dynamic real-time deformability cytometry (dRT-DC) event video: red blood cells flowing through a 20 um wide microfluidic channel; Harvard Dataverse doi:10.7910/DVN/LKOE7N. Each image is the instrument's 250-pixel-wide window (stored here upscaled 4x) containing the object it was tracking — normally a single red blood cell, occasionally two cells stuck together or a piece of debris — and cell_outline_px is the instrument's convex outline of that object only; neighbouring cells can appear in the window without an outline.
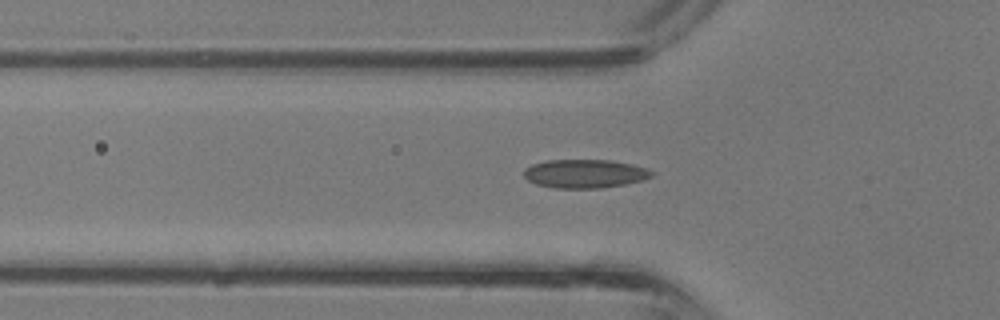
{"species": "common noctule bat (a hibernating species)", "species_latin": "Nyctalus noctula", "temperature_condition": "room temperature", "stored_images_in_passage": 33, "segment_of_instrument_passage": [1, 2], "camera_frame_rate_fps": 3000, "um_per_image_px": 0.085, "animal": {"sex": "male", "body_mass_g": 13.3}, "frame": {"image": 1, "passage_image": 7, "time_ms": 2.0, "image_size_px": [1000, 320], "cell_outline_px": [[656, 172], [652, 176], [644, 180], [624, 184], [600, 188], [556, 188], [536, 184], [528, 180], [524, 176], [524, 168], [532, 164], [548, 160], [612, 160], [632, 164], [648, 168]], "centroid_in_image_um": [49.74, 14.76], "position_along_channel_um": 76.1, "area_um2": 21.44}}
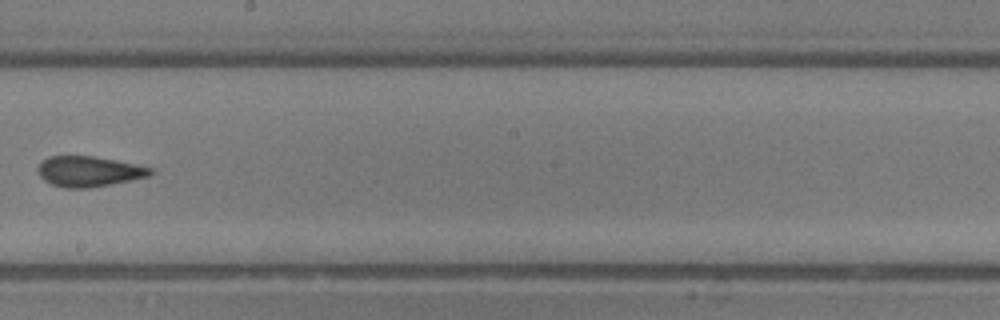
{"frame": {"image": 2, "passage_image": 16, "time_ms": 5.0, "image_size_px": [1000, 320], "cell_outline_px": [[156, 172], [148, 176], [112, 184], [88, 188], [64, 188], [52, 184], [44, 180], [40, 176], [40, 164], [48, 156], [92, 156], [116, 160], [152, 168]], "centroid_in_image_um": [7.59, 14.57], "position_along_channel_um": 240.6, "area_um2": 19.71}}
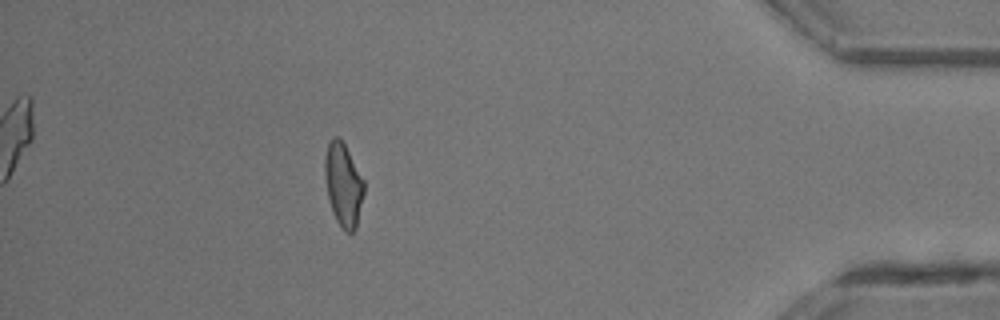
{"frame": {"image": 3, "passage_image": 28, "time_ms": 9.0, "image_size_px": [1000, 320], "cell_outline_px": [[364, 192], [356, 228], [352, 232], [344, 232], [336, 220], [332, 212], [328, 196], [324, 176], [324, 160], [328, 144], [336, 136], [340, 136], [364, 180]], "centroid_in_image_um": [29.18, 15.71], "position_along_channel_um": 406.0, "area_um2": 18.96}}